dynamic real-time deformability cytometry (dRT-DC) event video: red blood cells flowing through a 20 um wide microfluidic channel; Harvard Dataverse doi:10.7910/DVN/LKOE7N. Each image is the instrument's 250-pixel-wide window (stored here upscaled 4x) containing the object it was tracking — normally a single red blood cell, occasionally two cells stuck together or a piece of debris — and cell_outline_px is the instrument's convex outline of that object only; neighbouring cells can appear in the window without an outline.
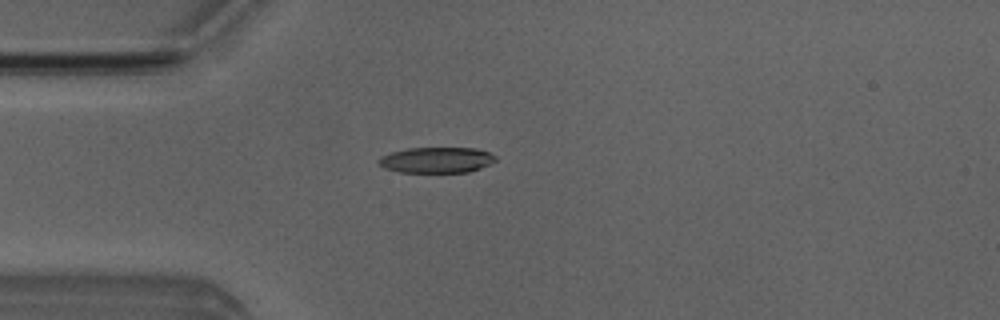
{"species": "Egyptian fruit bat (a non-hibernating species)", "species_latin": "Rousettus aegyptiacus", "temperature_condition": "room temperature", "stored_images_in_passage": 4, "camera_frame_rate_fps": 3000, "um_per_image_px": 0.085, "animal": {"sex": "male"}, "frame": {"image": 1, "passage_image": 4, "time_ms": 3.333, "image_size_px": [1000, 320], "cell_outline_px": [[496, 160], [480, 168], [468, 172], [400, 172], [384, 168], [376, 164], [376, 160], [380, 156], [392, 152], [408, 148], [476, 148], [488, 152], [496, 156]], "centroid_in_image_um": [37.05, 13.6], "position_along_channel_um": 47.9, "area_um2": 17.57}}